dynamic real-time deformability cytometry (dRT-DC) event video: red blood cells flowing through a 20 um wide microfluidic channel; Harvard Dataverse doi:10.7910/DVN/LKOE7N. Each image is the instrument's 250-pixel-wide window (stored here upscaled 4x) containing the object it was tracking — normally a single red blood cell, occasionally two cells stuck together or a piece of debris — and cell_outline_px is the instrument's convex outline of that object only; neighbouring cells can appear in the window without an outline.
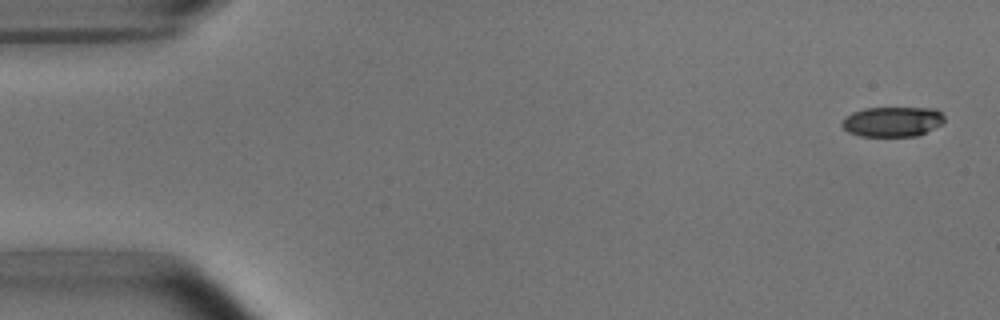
{"species": "common noctule bat (a hibernating species)", "species_latin": "Nyctalus noctula", "temperature_condition": "room temperature", "stored_images_in_passage": 53, "camera_frame_rate_fps": 3000, "um_per_image_px": 0.085, "animal": {"sex": "male", "body_mass_g": 15.6}, "frame": {"image": 1, "passage_image": 2, "time_ms": 0.333, "image_size_px": [1000, 320], "cell_outline_px": [[944, 120], [940, 124], [916, 136], [860, 136], [848, 132], [840, 124], [844, 116], [852, 112], [864, 108], [936, 108], [944, 116]], "centroid_in_image_um": [75.8, 10.33], "position_along_channel_um": 9.2, "area_um2": 17.86}}
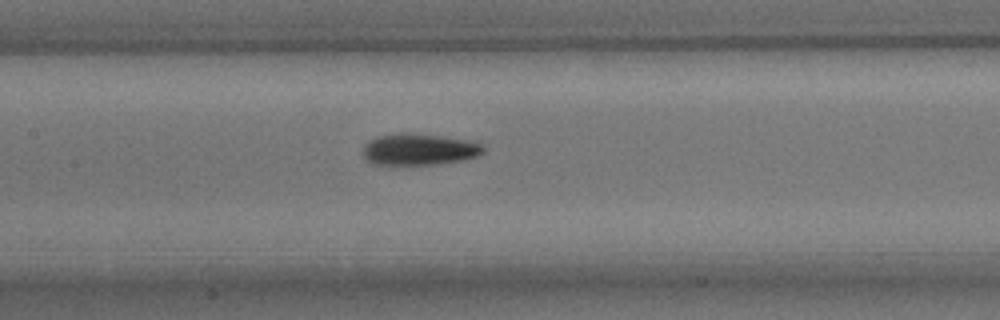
{"frame": {"image": 2, "passage_image": 25, "time_ms": 8.0, "image_size_px": [1000, 320], "cell_outline_px": [[484, 152], [476, 156], [464, 160], [440, 164], [392, 168], [372, 164], [364, 156], [364, 144], [368, 140], [376, 136], [404, 132], [408, 132], [464, 140], [480, 144], [484, 148]], "centroid_in_image_um": [35.52, 12.76], "position_along_channel_um": 171.9, "area_um2": 22.83}}
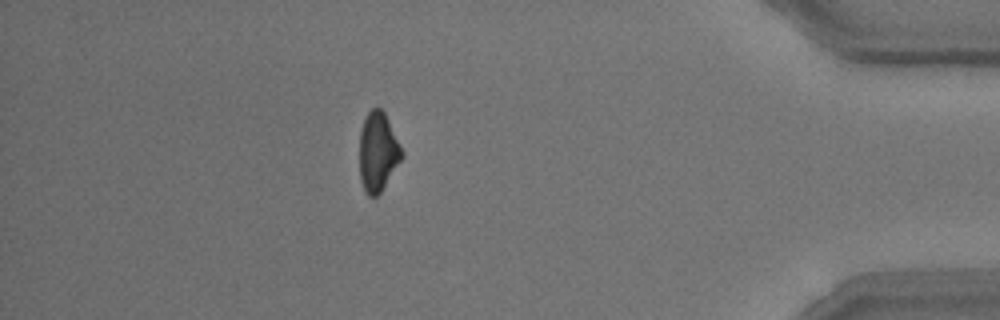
{"frame": {"image": 3, "passage_image": 47, "time_ms": 15.333, "image_size_px": [1000, 320], "cell_outline_px": [[404, 156], [380, 192], [376, 196], [368, 196], [364, 192], [360, 180], [360, 132], [364, 120], [368, 112], [372, 108], [380, 108], [384, 112], [404, 152]], "centroid_in_image_um": [32.12, 12.92], "position_along_channel_um": 403.1, "area_um2": 19.42}, "authors_computed_cell_mechanics": {"area_um2": 20.3456, "velocity_mm_per_s": 3.7613, "shape_relaxation_time_tau1_ms": 3.1564, "shape_relaxation_time_tau2_ms": 7.6335, "deformation_change_tau1": 0.1252, "deformation_change_tau2": 0.1599}}